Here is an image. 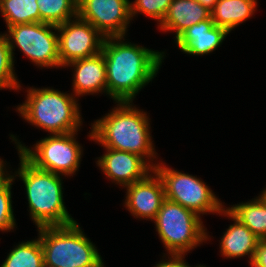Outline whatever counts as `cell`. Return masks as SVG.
<instances>
[{"mask_svg": "<svg viewBox=\"0 0 266 267\" xmlns=\"http://www.w3.org/2000/svg\"><path fill=\"white\" fill-rule=\"evenodd\" d=\"M251 267H266V239H260L254 252Z\"/></svg>", "mask_w": 266, "mask_h": 267, "instance_id": "4316f807", "label": "cell"}, {"mask_svg": "<svg viewBox=\"0 0 266 267\" xmlns=\"http://www.w3.org/2000/svg\"><path fill=\"white\" fill-rule=\"evenodd\" d=\"M73 67L72 89L74 96L107 95L106 64L102 51L94 56L69 62L63 68Z\"/></svg>", "mask_w": 266, "mask_h": 267, "instance_id": "5bb4252c", "label": "cell"}, {"mask_svg": "<svg viewBox=\"0 0 266 267\" xmlns=\"http://www.w3.org/2000/svg\"><path fill=\"white\" fill-rule=\"evenodd\" d=\"M105 152L97 157L96 165L101 169L106 178L115 185L126 187L142 180L154 168L141 156L110 148H103Z\"/></svg>", "mask_w": 266, "mask_h": 267, "instance_id": "4fadbf2b", "label": "cell"}, {"mask_svg": "<svg viewBox=\"0 0 266 267\" xmlns=\"http://www.w3.org/2000/svg\"><path fill=\"white\" fill-rule=\"evenodd\" d=\"M44 254L39 237L19 242L0 267H43Z\"/></svg>", "mask_w": 266, "mask_h": 267, "instance_id": "ffe728a7", "label": "cell"}, {"mask_svg": "<svg viewBox=\"0 0 266 267\" xmlns=\"http://www.w3.org/2000/svg\"><path fill=\"white\" fill-rule=\"evenodd\" d=\"M197 1L211 11L218 0H197Z\"/></svg>", "mask_w": 266, "mask_h": 267, "instance_id": "f1b7e54d", "label": "cell"}, {"mask_svg": "<svg viewBox=\"0 0 266 267\" xmlns=\"http://www.w3.org/2000/svg\"><path fill=\"white\" fill-rule=\"evenodd\" d=\"M225 208L259 239H266V198L259 194L247 202Z\"/></svg>", "mask_w": 266, "mask_h": 267, "instance_id": "d6986e66", "label": "cell"}, {"mask_svg": "<svg viewBox=\"0 0 266 267\" xmlns=\"http://www.w3.org/2000/svg\"><path fill=\"white\" fill-rule=\"evenodd\" d=\"M154 170L163 182L166 199L194 211L200 217L220 214L225 208L224 202L201 178L170 168L163 161L158 162Z\"/></svg>", "mask_w": 266, "mask_h": 267, "instance_id": "ba28073f", "label": "cell"}, {"mask_svg": "<svg viewBox=\"0 0 266 267\" xmlns=\"http://www.w3.org/2000/svg\"><path fill=\"white\" fill-rule=\"evenodd\" d=\"M7 164L9 163H7L6 160L4 161L3 159L0 158V187L9 185L13 180H16L14 178V173L12 171H7L8 170Z\"/></svg>", "mask_w": 266, "mask_h": 267, "instance_id": "83f0119b", "label": "cell"}, {"mask_svg": "<svg viewBox=\"0 0 266 267\" xmlns=\"http://www.w3.org/2000/svg\"><path fill=\"white\" fill-rule=\"evenodd\" d=\"M77 132L49 135L29 148L15 134H10V139L18 142L22 155L35 167L73 177L79 171L83 155V147L76 139Z\"/></svg>", "mask_w": 266, "mask_h": 267, "instance_id": "52a82bcc", "label": "cell"}, {"mask_svg": "<svg viewBox=\"0 0 266 267\" xmlns=\"http://www.w3.org/2000/svg\"><path fill=\"white\" fill-rule=\"evenodd\" d=\"M60 64L88 58L102 51L105 37L88 21L76 16L57 26Z\"/></svg>", "mask_w": 266, "mask_h": 267, "instance_id": "30bf717a", "label": "cell"}, {"mask_svg": "<svg viewBox=\"0 0 266 267\" xmlns=\"http://www.w3.org/2000/svg\"><path fill=\"white\" fill-rule=\"evenodd\" d=\"M153 222L166 254L187 255L211 238L202 217L168 199L163 201Z\"/></svg>", "mask_w": 266, "mask_h": 267, "instance_id": "8992f818", "label": "cell"}, {"mask_svg": "<svg viewBox=\"0 0 266 267\" xmlns=\"http://www.w3.org/2000/svg\"><path fill=\"white\" fill-rule=\"evenodd\" d=\"M40 22L59 26L78 16V0H37Z\"/></svg>", "mask_w": 266, "mask_h": 267, "instance_id": "7402d4cb", "label": "cell"}, {"mask_svg": "<svg viewBox=\"0 0 266 267\" xmlns=\"http://www.w3.org/2000/svg\"><path fill=\"white\" fill-rule=\"evenodd\" d=\"M125 209L135 218L153 221L165 198L164 185L155 170L142 180L124 187Z\"/></svg>", "mask_w": 266, "mask_h": 267, "instance_id": "7c38bea8", "label": "cell"}, {"mask_svg": "<svg viewBox=\"0 0 266 267\" xmlns=\"http://www.w3.org/2000/svg\"><path fill=\"white\" fill-rule=\"evenodd\" d=\"M14 180L6 186L0 187V231H14L16 219L12 206V185Z\"/></svg>", "mask_w": 266, "mask_h": 267, "instance_id": "d4e9b609", "label": "cell"}, {"mask_svg": "<svg viewBox=\"0 0 266 267\" xmlns=\"http://www.w3.org/2000/svg\"><path fill=\"white\" fill-rule=\"evenodd\" d=\"M172 0H135L130 2L131 18L143 14L157 21L159 25L166 15Z\"/></svg>", "mask_w": 266, "mask_h": 267, "instance_id": "cb8c5ba5", "label": "cell"}, {"mask_svg": "<svg viewBox=\"0 0 266 267\" xmlns=\"http://www.w3.org/2000/svg\"><path fill=\"white\" fill-rule=\"evenodd\" d=\"M257 0H218L211 10L215 25L225 28L229 33L254 15Z\"/></svg>", "mask_w": 266, "mask_h": 267, "instance_id": "ac0fdd59", "label": "cell"}, {"mask_svg": "<svg viewBox=\"0 0 266 267\" xmlns=\"http://www.w3.org/2000/svg\"><path fill=\"white\" fill-rule=\"evenodd\" d=\"M261 194L266 198V188H264V190L261 191Z\"/></svg>", "mask_w": 266, "mask_h": 267, "instance_id": "f546056e", "label": "cell"}, {"mask_svg": "<svg viewBox=\"0 0 266 267\" xmlns=\"http://www.w3.org/2000/svg\"><path fill=\"white\" fill-rule=\"evenodd\" d=\"M211 18V11L197 0H172L163 21L157 25L162 32L174 33V41L188 28Z\"/></svg>", "mask_w": 266, "mask_h": 267, "instance_id": "e0dca14e", "label": "cell"}, {"mask_svg": "<svg viewBox=\"0 0 266 267\" xmlns=\"http://www.w3.org/2000/svg\"><path fill=\"white\" fill-rule=\"evenodd\" d=\"M125 38L105 37L102 45L107 95L114 102L133 101L157 77L166 56L165 51L152 50Z\"/></svg>", "mask_w": 266, "mask_h": 267, "instance_id": "6da1fadb", "label": "cell"}, {"mask_svg": "<svg viewBox=\"0 0 266 267\" xmlns=\"http://www.w3.org/2000/svg\"><path fill=\"white\" fill-rule=\"evenodd\" d=\"M7 29L4 34L14 63V51L18 48L37 68H63L60 64L57 26L33 22L16 24Z\"/></svg>", "mask_w": 266, "mask_h": 267, "instance_id": "9c48e42d", "label": "cell"}, {"mask_svg": "<svg viewBox=\"0 0 266 267\" xmlns=\"http://www.w3.org/2000/svg\"><path fill=\"white\" fill-rule=\"evenodd\" d=\"M195 267H206L204 264L203 265H201V264H198V265H196Z\"/></svg>", "mask_w": 266, "mask_h": 267, "instance_id": "4dcf8cb0", "label": "cell"}, {"mask_svg": "<svg viewBox=\"0 0 266 267\" xmlns=\"http://www.w3.org/2000/svg\"><path fill=\"white\" fill-rule=\"evenodd\" d=\"M37 0H0V13L6 27L40 22Z\"/></svg>", "mask_w": 266, "mask_h": 267, "instance_id": "44dd1931", "label": "cell"}, {"mask_svg": "<svg viewBox=\"0 0 266 267\" xmlns=\"http://www.w3.org/2000/svg\"><path fill=\"white\" fill-rule=\"evenodd\" d=\"M14 65L8 40L4 33H0V90H21Z\"/></svg>", "mask_w": 266, "mask_h": 267, "instance_id": "603a6c76", "label": "cell"}, {"mask_svg": "<svg viewBox=\"0 0 266 267\" xmlns=\"http://www.w3.org/2000/svg\"><path fill=\"white\" fill-rule=\"evenodd\" d=\"M26 100L16 107L26 122L48 135L80 131L83 124L77 97L50 87L26 88Z\"/></svg>", "mask_w": 266, "mask_h": 267, "instance_id": "277c9868", "label": "cell"}, {"mask_svg": "<svg viewBox=\"0 0 266 267\" xmlns=\"http://www.w3.org/2000/svg\"><path fill=\"white\" fill-rule=\"evenodd\" d=\"M78 16L104 37H126L132 21L130 0H78Z\"/></svg>", "mask_w": 266, "mask_h": 267, "instance_id": "8fae6325", "label": "cell"}, {"mask_svg": "<svg viewBox=\"0 0 266 267\" xmlns=\"http://www.w3.org/2000/svg\"><path fill=\"white\" fill-rule=\"evenodd\" d=\"M225 216L234 221L223 232L220 239V254L226 259H234L247 256L248 263L252 262L257 243L260 240L251 230L235 218L226 208H224L219 216Z\"/></svg>", "mask_w": 266, "mask_h": 267, "instance_id": "2e32d148", "label": "cell"}, {"mask_svg": "<svg viewBox=\"0 0 266 267\" xmlns=\"http://www.w3.org/2000/svg\"><path fill=\"white\" fill-rule=\"evenodd\" d=\"M169 259H167L166 258ZM186 254H165L163 255V259L159 261L153 267H192L189 263L186 262L185 259ZM190 265V266H189ZM195 267V265L193 266Z\"/></svg>", "mask_w": 266, "mask_h": 267, "instance_id": "484cf974", "label": "cell"}, {"mask_svg": "<svg viewBox=\"0 0 266 267\" xmlns=\"http://www.w3.org/2000/svg\"><path fill=\"white\" fill-rule=\"evenodd\" d=\"M44 254V265L50 267H106L97 247L79 223L37 229Z\"/></svg>", "mask_w": 266, "mask_h": 267, "instance_id": "5b68a950", "label": "cell"}, {"mask_svg": "<svg viewBox=\"0 0 266 267\" xmlns=\"http://www.w3.org/2000/svg\"><path fill=\"white\" fill-rule=\"evenodd\" d=\"M14 142L20 160L14 178L19 177L25 185L28 212L35 227L65 226L76 222L63 199V175L35 167L22 155L18 142Z\"/></svg>", "mask_w": 266, "mask_h": 267, "instance_id": "3957f363", "label": "cell"}, {"mask_svg": "<svg viewBox=\"0 0 266 267\" xmlns=\"http://www.w3.org/2000/svg\"><path fill=\"white\" fill-rule=\"evenodd\" d=\"M115 103L110 112L91 123L87 136L103 148L137 154L154 168L158 153L152 141L148 113L136 108L133 101Z\"/></svg>", "mask_w": 266, "mask_h": 267, "instance_id": "7a4b0ae2", "label": "cell"}, {"mask_svg": "<svg viewBox=\"0 0 266 267\" xmlns=\"http://www.w3.org/2000/svg\"><path fill=\"white\" fill-rule=\"evenodd\" d=\"M228 34L230 33L225 28L215 25L210 18L185 30L175 40V44L184 54L203 56L217 50Z\"/></svg>", "mask_w": 266, "mask_h": 267, "instance_id": "9a60e30c", "label": "cell"}]
</instances>
